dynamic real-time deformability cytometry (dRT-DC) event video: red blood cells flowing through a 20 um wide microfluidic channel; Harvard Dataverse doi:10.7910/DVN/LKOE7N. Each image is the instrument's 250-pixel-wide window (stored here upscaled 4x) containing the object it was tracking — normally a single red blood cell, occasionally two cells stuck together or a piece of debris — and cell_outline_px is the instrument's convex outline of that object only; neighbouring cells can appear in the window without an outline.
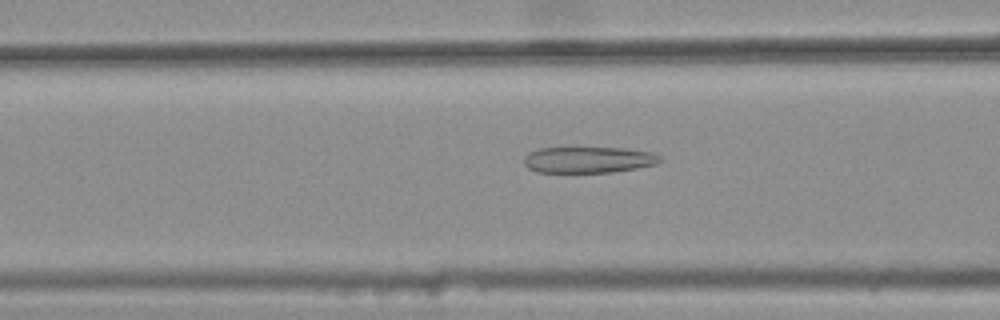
{"species": "common noctule bat (a hibernating species)", "species_latin": "Nyctalus noctula", "temperature_condition": "warm", "stored_images_in_passage": 46, "camera_frame_rate_fps": 3000, "um_per_image_px": 0.085, "animal": {"sex": "female", "body_mass_g": 25.1}, "frame": {"image": 1, "passage_image": 20, "time_ms": 6.333, "image_size_px": [1000, 320], "cell_outline_px": [[664, 160], [656, 164], [636, 168], [612, 172], [536, 172], [528, 168], [524, 164], [524, 156], [528, 152], [536, 148], [628, 148], [652, 152], [660, 156]], "centroid_in_image_um": [50.02, 13.57], "position_along_channel_um": 116.6, "area_um2": 20.92}}
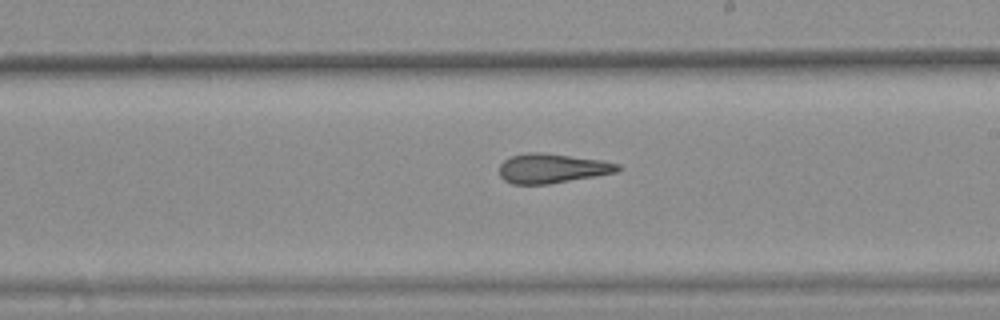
{"frame": {"image": 2, "passage_image": 30, "time_ms": 9.667, "image_size_px": [1000, 320], "cell_outline_px": [[624, 168], [616, 172], [596, 176], [548, 184], [512, 184], [504, 180], [500, 176], [500, 164], [504, 160], [512, 156], [528, 152], [544, 152], [600, 160], [620, 164]], "centroid_in_image_um": [46.94, 14.31], "position_along_channel_um": 242.1, "area_um2": 20.4}}
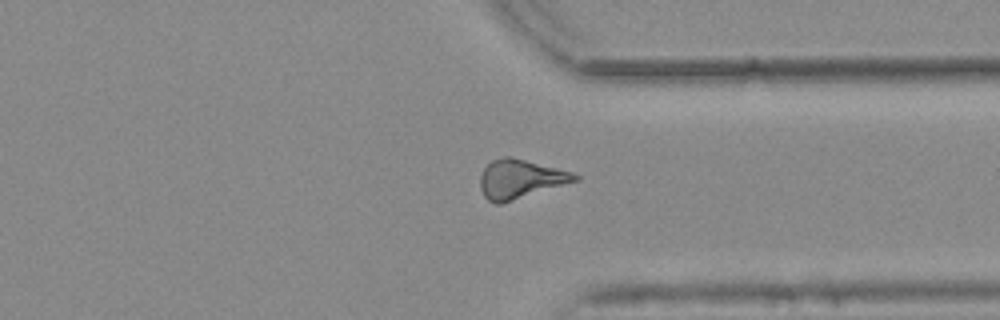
{"frame": {"image": 3, "passage_image": 40, "time_ms": 13.0, "image_size_px": [1000, 320], "cell_outline_px": [[580, 180], [500, 204], [496, 204], [488, 200], [484, 196], [480, 188], [480, 176], [484, 168], [492, 160], [504, 156], [512, 156], [572, 172], [580, 176]], "centroid_in_image_um": [44.22, 15.21], "position_along_channel_um": 367.2, "area_um2": 21.5}, "authors_computed_cell_mechanics": {"area_um2": 21.4149, "velocity_mm_per_s": 3.7728, "shape_relaxation_time_tau1_ms": null, "shape_relaxation_time_tau2_ms": 2.7064, "deformation_change_tau1": null, "deformation_change_tau2": 0.1241}}